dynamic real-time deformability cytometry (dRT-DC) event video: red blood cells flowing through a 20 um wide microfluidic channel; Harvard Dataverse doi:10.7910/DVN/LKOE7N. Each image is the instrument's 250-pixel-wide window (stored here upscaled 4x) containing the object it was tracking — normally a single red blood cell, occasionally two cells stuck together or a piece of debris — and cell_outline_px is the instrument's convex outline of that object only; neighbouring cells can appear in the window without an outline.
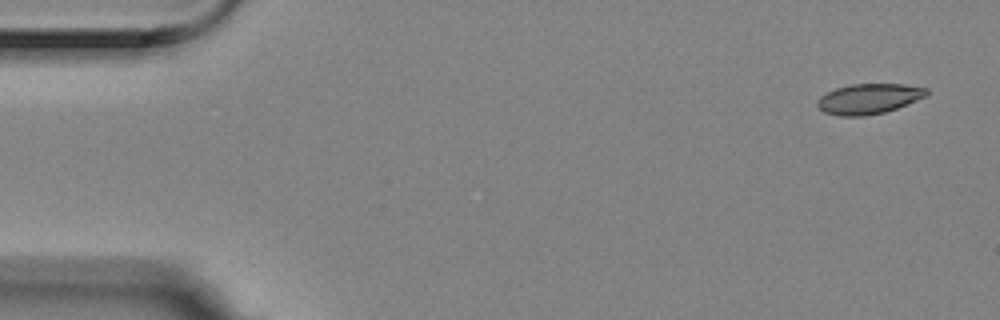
{"species": "Egyptian fruit bat (a non-hibernating species)", "species_latin": "Rousettus aegyptiacus", "temperature_condition": "room temperature", "stored_images_in_passage": 4, "camera_frame_rate_fps": 3000, "um_per_image_px": 0.085, "animal": {"sex": "female"}, "frame": {"image": 1, "passage_image": 1, "time_ms": 0.0, "image_size_px": [1000, 320], "cell_outline_px": [[928, 92], [924, 96], [916, 100], [896, 108], [884, 112], [864, 116], [840, 116], [824, 112], [816, 104], [816, 100], [820, 96], [836, 88], [852, 84], [904, 84], [928, 88]], "centroid_in_image_um": [73.82, 8.39], "position_along_channel_um": 11.2, "area_um2": 19.07}}
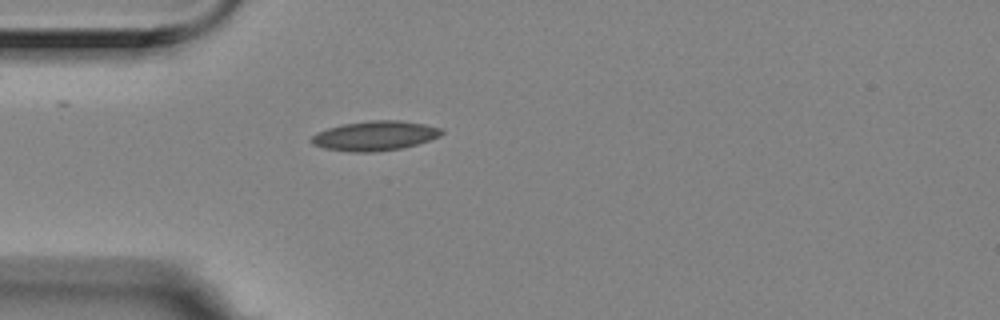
{"frame": {"image": 2, "passage_image": 4, "time_ms": 1.0, "image_size_px": [1000, 320], "cell_outline_px": [[444, 132], [440, 136], [416, 144], [400, 148], [376, 152], [348, 152], [324, 148], [312, 144], [308, 140], [316, 132], [328, 128], [344, 124], [368, 120], [400, 120], [424, 124], [440, 128]], "centroid_in_image_um": [31.82, 11.54], "position_along_channel_um": 53.2, "area_um2": 22.48}}